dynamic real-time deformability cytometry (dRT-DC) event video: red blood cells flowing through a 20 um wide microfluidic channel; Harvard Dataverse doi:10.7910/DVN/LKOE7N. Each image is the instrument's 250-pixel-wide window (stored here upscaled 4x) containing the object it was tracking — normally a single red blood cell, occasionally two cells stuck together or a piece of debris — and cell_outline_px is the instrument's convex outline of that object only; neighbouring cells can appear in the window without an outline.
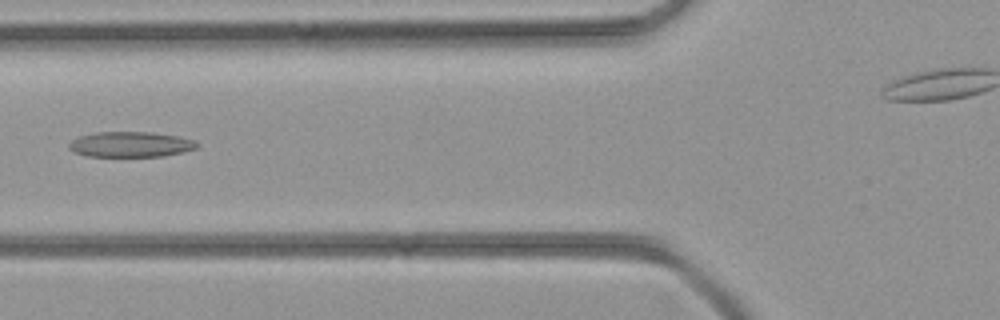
{"species": "common noctule bat (a hibernating species)", "species_latin": "Nyctalus noctula", "temperature_condition": "room temperature", "stored_images_in_passage": 44, "camera_frame_rate_fps": 3000, "um_per_image_px": 0.085, "animal": {"sex": "female", "body_mass_g": 21.9}, "frame": {"image": 1, "passage_image": 17, "time_ms": 5.333, "image_size_px": [1000, 320], "cell_outline_px": [[200, 144], [196, 148], [164, 156], [84, 156], [68, 148], [68, 144], [72, 140], [80, 136], [96, 132], [152, 132], [176, 136], [192, 140]], "centroid_in_image_um": [11.07, 12.27], "position_along_channel_um": 114.7, "area_um2": 18.73}}
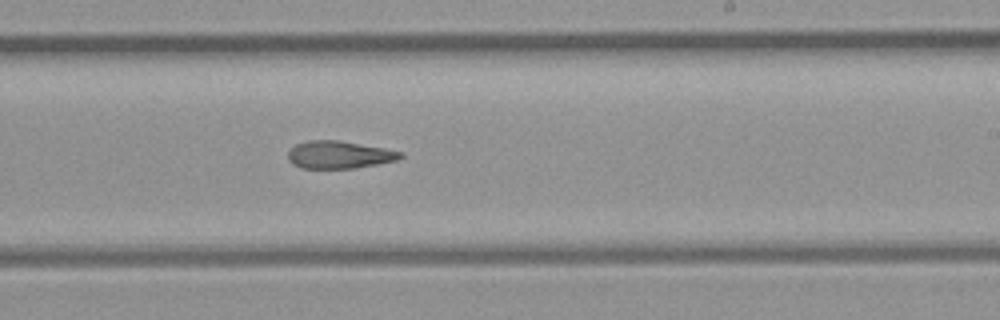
{"frame": {"image": 2, "passage_image": 26, "time_ms": 8.333, "image_size_px": [1000, 320], "cell_outline_px": [[404, 156], [396, 160], [356, 168], [300, 168], [292, 164], [288, 160], [288, 152], [296, 144], [308, 140], [336, 140], [384, 148], [404, 152]], "centroid_in_image_um": [28.82, 13.15], "position_along_channel_um": 260.2, "area_um2": 17.98}}
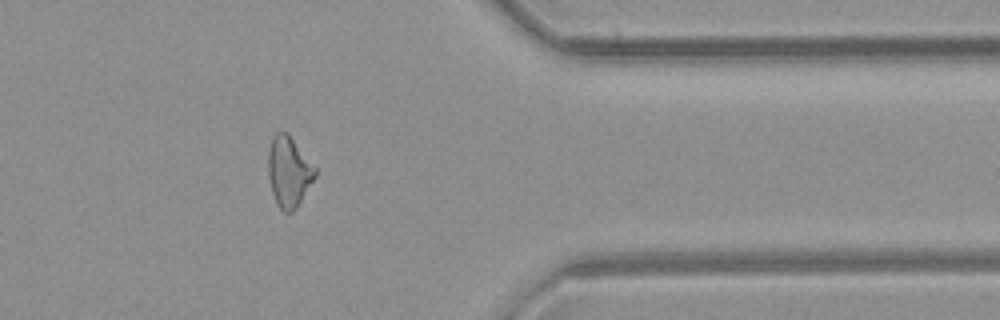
{"frame": {"image": 3, "passage_image": 35, "time_ms": 11.333, "image_size_px": [1000, 320], "cell_outline_px": [[316, 176], [296, 208], [292, 212], [284, 212], [276, 204], [272, 192], [268, 176], [268, 152], [272, 136], [276, 132], [288, 132], [316, 168]], "centroid_in_image_um": [24.54, 14.58], "position_along_channel_um": 386.9, "area_um2": 19.31}}